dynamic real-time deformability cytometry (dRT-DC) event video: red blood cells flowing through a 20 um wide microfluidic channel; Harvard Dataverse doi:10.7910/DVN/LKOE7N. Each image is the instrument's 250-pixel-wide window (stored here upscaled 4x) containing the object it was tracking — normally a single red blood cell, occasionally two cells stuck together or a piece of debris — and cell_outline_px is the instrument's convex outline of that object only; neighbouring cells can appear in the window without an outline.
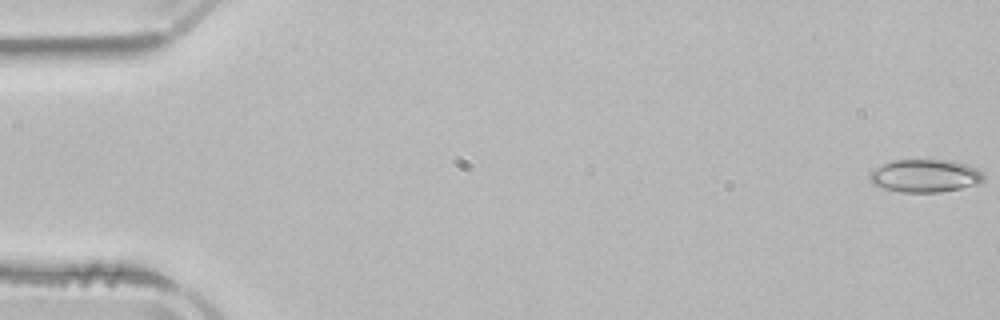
{"species": "common noctule bat (a hibernating species)", "species_latin": "Nyctalus noctula", "temperature_condition": "room temperature", "stored_images_in_passage": 52, "camera_frame_rate_fps": 3000, "um_per_image_px": 0.085, "animal": {"sex": "male", "body_mass_g": 21.5, "forearm_length_mm": 52.0}, "frame": {"image": 1, "passage_image": 1, "time_ms": 0.0, "image_size_px": [1000, 320], "cell_outline_px": [[984, 180], [980, 184], [940, 192], [900, 192], [884, 188], [872, 184], [868, 176], [868, 172], [872, 168], [880, 164], [892, 160], [948, 160], [968, 164], [980, 168], [984, 172]], "centroid_in_image_um": [78.63, 14.93], "position_along_channel_um": 6.4, "area_um2": 22.37}}
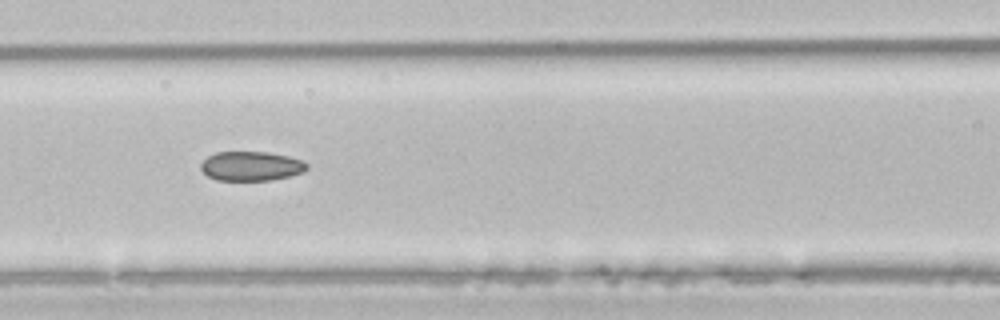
{"frame": {"image": 2, "passage_image": 23, "time_ms": 7.333, "image_size_px": [1000, 320], "cell_outline_px": [[308, 168], [304, 172], [272, 180], [216, 180], [208, 176], [200, 168], [200, 164], [208, 156], [216, 152], [268, 152], [288, 156], [304, 160], [308, 164]], "centroid_in_image_um": [21.37, 14.11], "position_along_channel_um": 145.2, "area_um2": 18.21}}
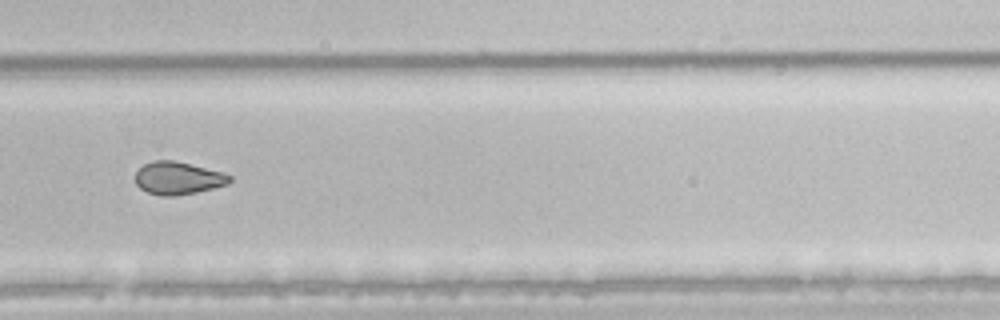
{"frame": {"image": 3, "passage_image": 36, "time_ms": 11.667, "image_size_px": [1000, 320], "cell_outline_px": [[232, 180], [228, 184], [196, 192], [176, 196], [160, 196], [148, 192], [140, 188], [136, 184], [136, 172], [144, 164], [152, 160], [172, 160], [220, 172], [232, 176]], "centroid_in_image_um": [15.1, 15.15], "position_along_channel_um": 314.7, "area_um2": 17.74}, "authors_computed_cell_mechanics": {"area_um2": 19.9699, "velocity_mm_per_s": 3.9239, "shape_relaxation_time_tau1_ms": 11.0433, "shape_relaxation_time_tau2_ms": 4.3012, "deformation_change_tau1": 0.1516, "deformation_change_tau2": 0.0736}}